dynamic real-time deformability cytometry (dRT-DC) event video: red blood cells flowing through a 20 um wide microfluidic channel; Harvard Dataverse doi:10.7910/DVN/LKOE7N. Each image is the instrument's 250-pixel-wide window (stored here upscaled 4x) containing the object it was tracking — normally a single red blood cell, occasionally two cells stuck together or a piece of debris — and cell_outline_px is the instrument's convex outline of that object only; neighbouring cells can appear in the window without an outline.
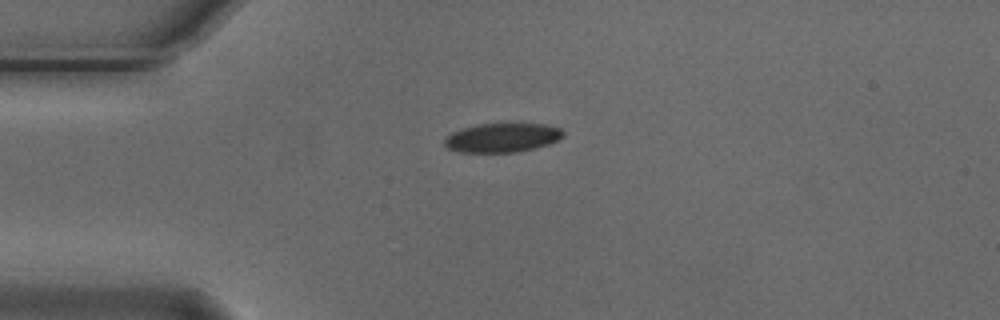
{"species": "Egyptian fruit bat (a non-hibernating species)", "species_latin": "Rousettus aegyptiacus", "temperature_condition": "cold", "stored_images_in_passage": 2, "camera_frame_rate_fps": 3000, "um_per_image_px": 0.085, "animal": {"sex": "male"}, "frame": {"image": 1, "passage_image": 1, "time_ms": 0.0, "image_size_px": [1000, 320], "cell_outline_px": [[564, 136], [548, 144], [516, 152], [460, 152], [448, 148], [444, 144], [444, 140], [452, 132], [460, 128], [480, 124], [544, 124], [560, 128], [564, 132]], "centroid_in_image_um": [42.67, 11.7], "position_along_channel_um": 42.3, "area_um2": 19.88}}